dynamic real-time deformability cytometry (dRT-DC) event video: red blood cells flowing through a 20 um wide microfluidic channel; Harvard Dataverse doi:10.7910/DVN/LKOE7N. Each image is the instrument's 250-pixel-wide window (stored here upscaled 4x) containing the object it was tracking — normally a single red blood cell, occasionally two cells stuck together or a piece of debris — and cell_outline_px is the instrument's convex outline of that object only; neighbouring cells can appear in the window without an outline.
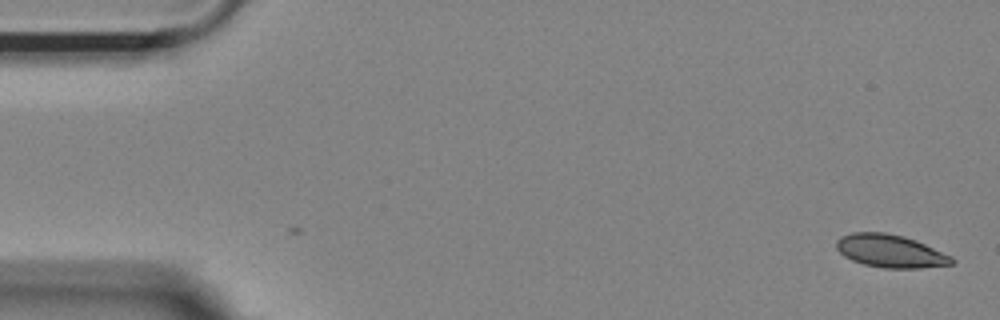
{"species": "Egyptian fruit bat (a non-hibernating species)", "species_latin": "Rousettus aegyptiacus", "temperature_condition": "room temperature", "stored_images_in_passage": 4, "camera_frame_rate_fps": 3000, "um_per_image_px": 0.085, "animal": {"sex": "female"}, "frame": {"image": 1, "passage_image": 4, "time_ms": 1.0, "image_size_px": [1000, 320], "cell_outline_px": [[956, 264], [920, 268], [884, 268], [864, 264], [852, 260], [844, 256], [836, 248], [836, 240], [840, 236], [852, 232], [884, 232], [904, 236], [916, 240], [952, 256], [956, 260]], "centroid_in_image_um": [75.7, 21.34], "position_along_channel_um": 9.3, "area_um2": 22.31}}